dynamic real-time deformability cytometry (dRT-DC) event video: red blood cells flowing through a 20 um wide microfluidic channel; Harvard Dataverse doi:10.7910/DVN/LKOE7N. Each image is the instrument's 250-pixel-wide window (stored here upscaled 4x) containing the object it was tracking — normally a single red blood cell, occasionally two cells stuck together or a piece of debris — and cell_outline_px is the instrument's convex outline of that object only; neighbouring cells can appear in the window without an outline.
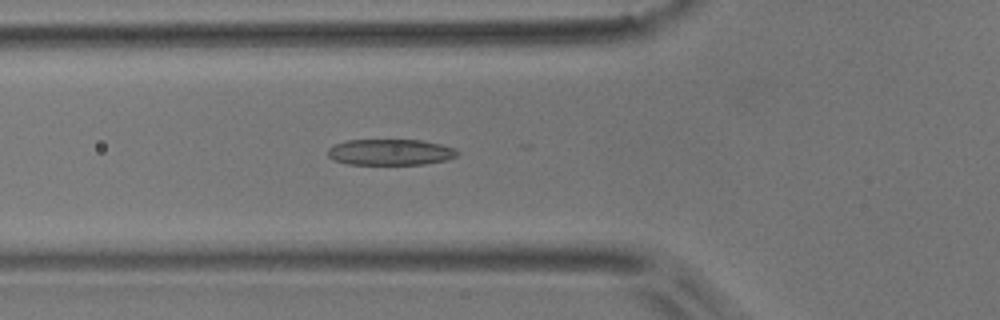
{"species": "common noctule bat (a hibernating species)", "species_latin": "Nyctalus noctula", "temperature_condition": "room temperature", "stored_images_in_passage": 40, "camera_frame_rate_fps": 3000, "um_per_image_px": 0.085, "animal": {"sex": "male", "body_mass_g": 17.9}, "frame": {"image": 1, "passage_image": 19, "time_ms": 6.0, "image_size_px": [1000, 320], "cell_outline_px": [[460, 152], [456, 156], [448, 160], [424, 164], [348, 164], [332, 160], [328, 156], [328, 148], [332, 144], [348, 140], [424, 140], [456, 148]], "centroid_in_image_um": [33.18, 12.93], "position_along_channel_um": 92.6, "area_um2": 19.88}}
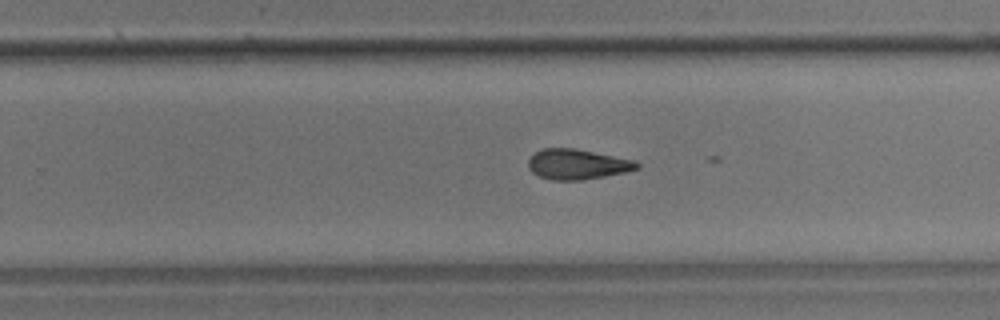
{"frame": {"image": 2, "passage_image": 34, "time_ms": 11.0, "image_size_px": [1000, 320], "cell_outline_px": [[640, 168], [624, 172], [604, 176], [580, 180], [552, 180], [540, 176], [532, 172], [528, 168], [528, 160], [536, 152], [544, 148], [576, 148], [632, 160], [640, 164]], "centroid_in_image_um": [49.05, 13.96], "position_along_channel_um": 280.8, "area_um2": 18.9}}
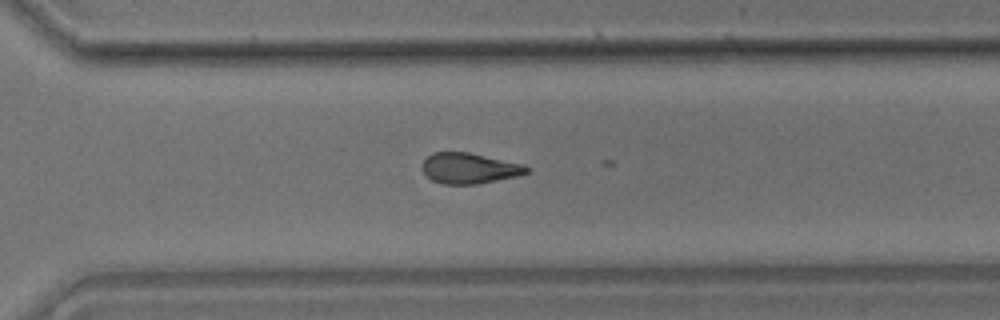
{"frame": {"image": 3, "passage_image": 38, "time_ms": 12.333, "image_size_px": [1000, 320], "cell_outline_px": [[528, 172], [516, 176], [476, 184], [444, 184], [432, 180], [420, 168], [420, 164], [432, 152], [468, 152], [524, 164], [528, 168]], "centroid_in_image_um": [39.85, 14.29], "position_along_channel_um": 330.8, "area_um2": 18.55}}